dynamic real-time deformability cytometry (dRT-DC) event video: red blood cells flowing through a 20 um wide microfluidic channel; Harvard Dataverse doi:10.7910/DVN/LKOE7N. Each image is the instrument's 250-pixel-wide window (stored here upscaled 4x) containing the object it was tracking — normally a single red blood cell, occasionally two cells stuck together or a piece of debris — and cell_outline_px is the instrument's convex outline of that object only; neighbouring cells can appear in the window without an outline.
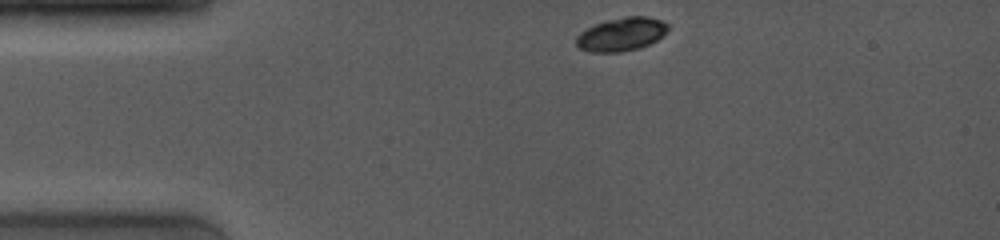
{"species": "common noctule bat (a hibernating species)", "species_latin": "Nyctalus noctula", "temperature_condition": "room temperature", "stored_images_in_passage": 57, "camera_frame_rate_fps": 4000, "um_per_image_px": 0.085, "animal": {"sex": "female", "body_mass_g": 19.0, "forearm_length_mm": 53.3}, "frame": {"image": 1, "passage_image": 1, "time_ms": 0.0, "image_size_px": [1000, 240], "cell_outline_px": [[668, 32], [664, 36], [648, 44], [636, 48], [620, 52], [592, 52], [580, 48], [576, 44], [576, 36], [580, 32], [596, 24], [608, 20], [624, 16], [648, 16], [664, 20], [668, 24]], "centroid_in_image_um": [52.86, 2.89], "position_along_channel_um": 32.1, "area_um2": 17.86}}
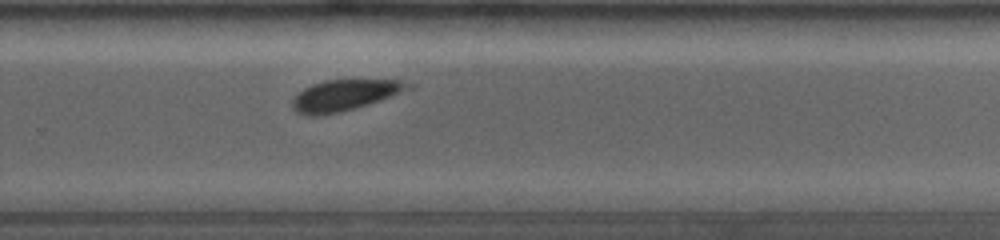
{"frame": {"image": 2, "passage_image": 39, "time_ms": 8.0, "image_size_px": [1000, 240], "cell_outline_px": [[416, 88], [356, 108], [324, 116], [304, 116], [296, 112], [292, 108], [292, 100], [304, 88], [312, 84], [324, 80], [400, 80], [416, 84]], "centroid_in_image_um": [29.33, 8.1], "position_along_channel_um": 300.5, "area_um2": 21.27}}
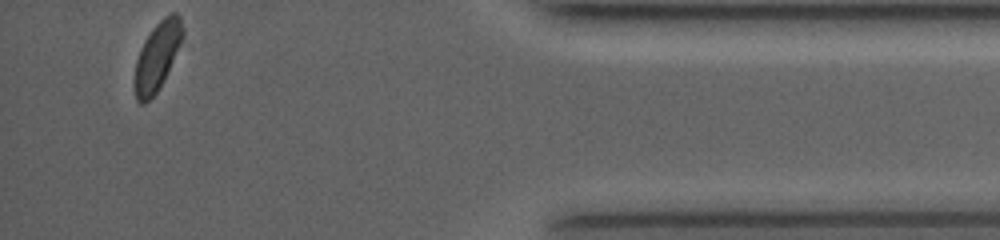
{"frame": {"image": 3, "passage_image": 57, "time_ms": 12.0, "image_size_px": [1000, 240], "cell_outline_px": [[184, 36], [156, 92], [144, 104], [140, 104], [136, 100], [136, 60], [140, 48], [144, 40], [152, 28], [164, 16], [172, 12], [176, 12], [180, 16], [184, 28]], "centroid_in_image_um": [13.38, 4.69], "position_along_channel_um": 421.8, "area_um2": 18.5}, "authors_computed_cell_mechanics": {"area_um2": 21.4438, "velocity_mm_per_s": 3.9456, "shape_relaxation_time_tau1_ms": 3.9726, "shape_relaxation_time_tau2_ms": null, "deformation_change_tau1": 0.1381, "deformation_change_tau2": null}}